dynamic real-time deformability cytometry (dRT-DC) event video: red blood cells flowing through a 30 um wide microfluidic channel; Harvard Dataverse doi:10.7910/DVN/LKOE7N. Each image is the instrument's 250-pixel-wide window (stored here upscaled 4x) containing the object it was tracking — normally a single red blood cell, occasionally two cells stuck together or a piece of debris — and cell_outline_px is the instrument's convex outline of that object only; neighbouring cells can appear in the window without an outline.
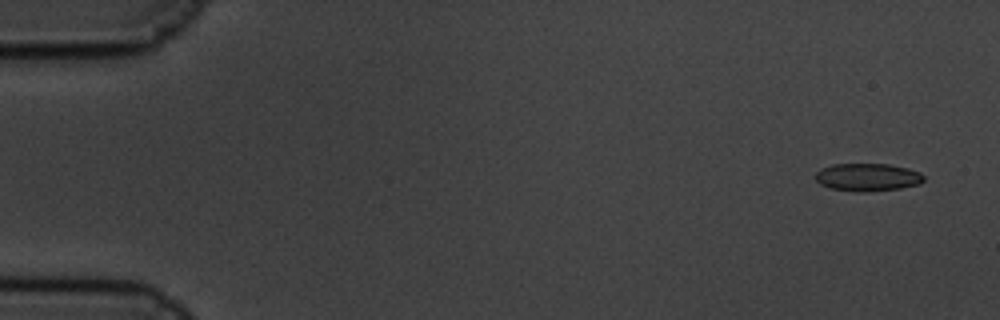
{"species": "common noctule bat (a hibernating species)", "species_latin": "Nyctalus noctula", "temperature_condition": "cold", "stored_images_in_passage": 53, "camera_frame_rate_fps": 3000, "um_per_image_px": 0.085, "animal": {"sex": "male", "body_mass_g": 19.5, "forearm_length_mm": 54.6}, "frame": {"image": 1, "passage_image": 3, "time_ms": 0.667, "image_size_px": [1000, 320], "cell_outline_px": [[924, 180], [920, 184], [900, 188], [868, 192], [856, 192], [832, 188], [820, 184], [816, 180], [816, 172], [820, 168], [832, 164], [888, 164], [908, 168], [920, 172], [924, 176]], "centroid_in_image_um": [73.75, 15.06], "position_along_channel_um": 11.2, "area_um2": 17.63}}
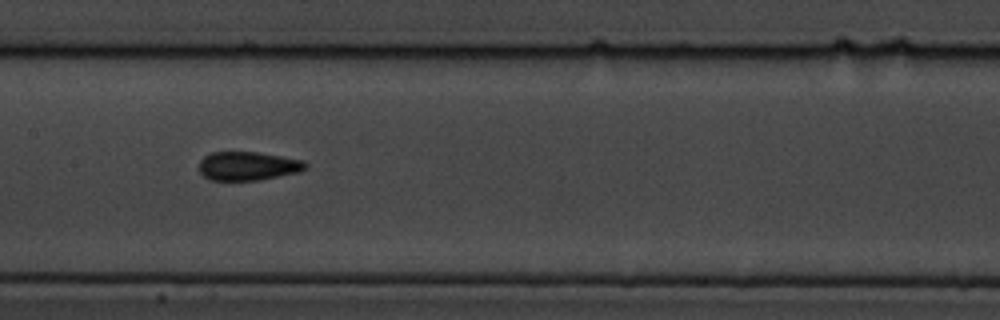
{"frame": {"image": 2, "passage_image": 30, "time_ms": 9.667, "image_size_px": [1000, 320], "cell_outline_px": [[308, 168], [300, 172], [260, 180], [212, 180], [204, 176], [200, 172], [200, 160], [204, 156], [212, 152], [256, 152], [304, 160], [308, 164]], "centroid_in_image_um": [21.11, 14.11], "position_along_channel_um": 186.3, "area_um2": 17.86}}
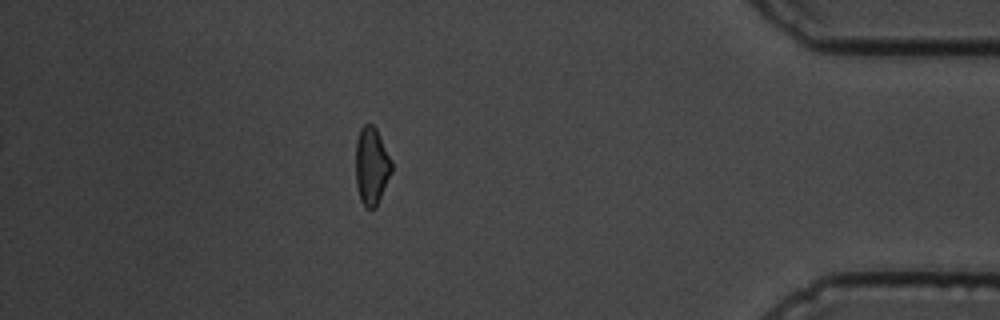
{"frame": {"image": 3, "passage_image": 53, "time_ms": 17.333, "image_size_px": [1000, 320], "cell_outline_px": [[392, 172], [376, 208], [364, 208], [360, 200], [356, 184], [356, 140], [360, 128], [364, 124], [372, 124], [376, 128], [392, 160]], "centroid_in_image_um": [31.58, 14.12], "position_along_channel_um": 403.6, "area_um2": 16.47}, "authors_computed_cell_mechanics": {"area_um2": 17.629, "velocity_mm_per_s": 3.3572, "shape_relaxation_time_tau1_ms": 4.1812, "shape_relaxation_time_tau2_ms": 1.8019, "deformation_change_tau1": 0.1148, "deformation_change_tau2": 0.094}}